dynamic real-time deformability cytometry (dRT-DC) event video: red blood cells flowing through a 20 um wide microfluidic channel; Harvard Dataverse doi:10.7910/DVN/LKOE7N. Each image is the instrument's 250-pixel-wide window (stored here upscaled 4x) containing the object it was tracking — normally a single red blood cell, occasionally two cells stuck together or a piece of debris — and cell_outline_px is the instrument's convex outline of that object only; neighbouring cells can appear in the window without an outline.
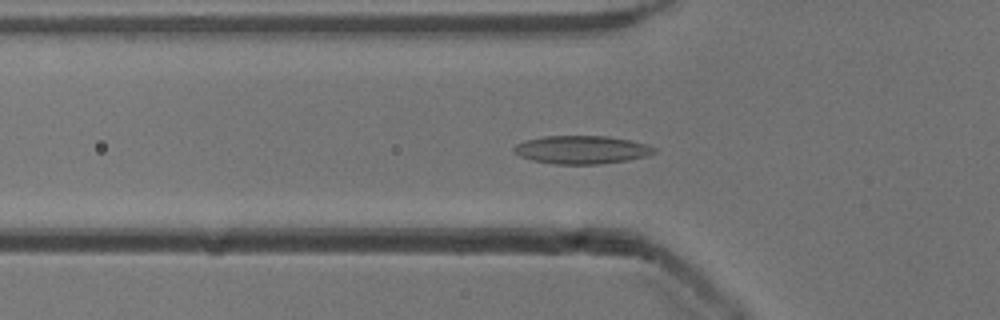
{"species": "common noctule bat (a hibernating species)", "species_latin": "Nyctalus noctula", "temperature_condition": "cold", "stored_images_in_passage": 53, "camera_frame_rate_fps": 3000, "um_per_image_px": 0.085, "animal": {"sex": "male", "body_mass_g": 13.3}, "frame": {"image": 1, "passage_image": 18, "time_ms": 5.667, "image_size_px": [1000, 320], "cell_outline_px": [[656, 152], [648, 156], [628, 160], [600, 164], [556, 164], [532, 160], [520, 156], [512, 148], [516, 144], [524, 140], [544, 136], [608, 136], [648, 144], [656, 148]], "centroid_in_image_um": [49.46, 12.72], "position_along_channel_um": 76.3, "area_um2": 23.06}}
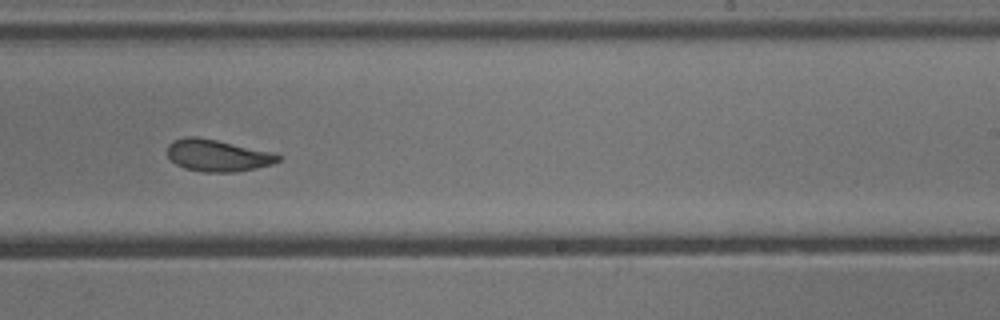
{"frame": {"image": 2, "passage_image": 33, "time_ms": 10.667, "image_size_px": [1000, 320], "cell_outline_px": [[280, 160], [272, 164], [256, 168], [236, 172], [200, 172], [184, 168], [176, 164], [168, 156], [168, 144], [172, 140], [184, 136], [196, 136], [276, 152], [280, 156]], "centroid_in_image_um": [18.49, 13.21], "position_along_channel_um": 270.5, "area_um2": 20.81}}
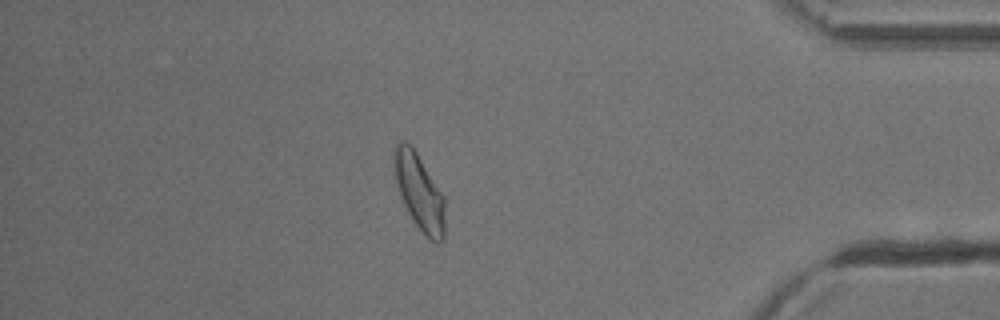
{"frame": {"image": 3, "passage_image": 46, "time_ms": 15.0, "image_size_px": [1000, 320], "cell_outline_px": [[444, 240], [432, 240], [416, 224], [408, 212], [400, 196], [396, 180], [396, 144], [400, 140], [404, 140], [416, 152], [444, 196]], "centroid_in_image_um": [35.67, 16.33], "position_along_channel_um": 399.5, "area_um2": 21.44}, "authors_computed_cell_mechanics": {"area_um2": 21.4438, "velocity_mm_per_s": 3.8793, "shape_relaxation_time_tau1_ms": 5.39, "shape_relaxation_time_tau2_ms": 2.2027, "deformation_change_tau1": 0.1468, "deformation_change_tau2": 0.0877}}